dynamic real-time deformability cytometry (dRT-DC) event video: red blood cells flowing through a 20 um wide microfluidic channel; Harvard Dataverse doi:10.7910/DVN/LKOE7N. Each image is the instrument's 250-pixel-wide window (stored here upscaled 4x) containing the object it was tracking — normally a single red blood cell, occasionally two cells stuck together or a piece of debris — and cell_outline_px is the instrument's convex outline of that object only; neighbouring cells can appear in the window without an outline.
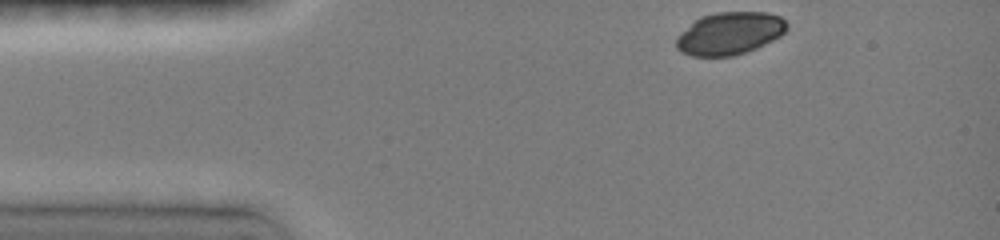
{"species": "common noctule bat (a hibernating species)", "species_latin": "Nyctalus noctula", "temperature_condition": "room temperature", "stored_images_in_passage": 4, "camera_frame_rate_fps": 3000, "um_per_image_px": 0.085, "animal": {"sex": "female", "body_mass_g": 19.0, "forearm_length_mm": 51.5}, "frame": {"image": 1, "passage_image": 1, "time_ms": 0.0, "image_size_px": [1000, 240], "cell_outline_px": [[788, 28], [780, 36], [756, 48], [732, 56], [692, 56], [680, 52], [676, 48], [676, 36], [680, 32], [700, 16], [716, 12], [768, 12], [780, 16], [788, 24]], "centroid_in_image_um": [62.0, 2.83], "position_along_channel_um": 23.0, "area_um2": 27.51}}
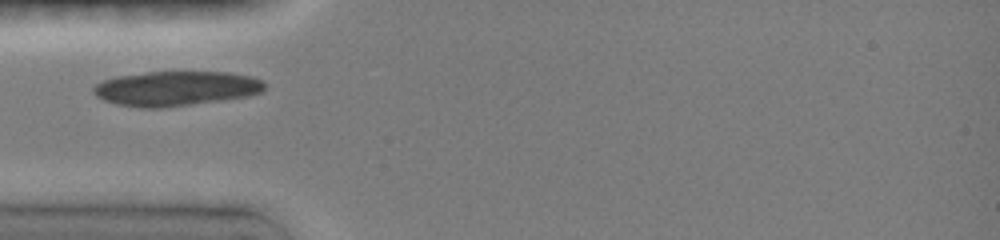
{"frame": {"image": 2, "passage_image": 3, "time_ms": 2.667, "image_size_px": [1000, 240], "cell_outline_px": [[264, 88], [260, 92], [248, 96], [220, 100], [160, 108], [140, 108], [116, 104], [104, 100], [96, 96], [92, 92], [92, 88], [96, 84], [104, 80], [116, 76], [144, 72], [228, 72], [252, 76], [264, 80]], "centroid_in_image_um": [14.92, 7.51], "position_along_channel_um": 70.1, "area_um2": 34.62}}